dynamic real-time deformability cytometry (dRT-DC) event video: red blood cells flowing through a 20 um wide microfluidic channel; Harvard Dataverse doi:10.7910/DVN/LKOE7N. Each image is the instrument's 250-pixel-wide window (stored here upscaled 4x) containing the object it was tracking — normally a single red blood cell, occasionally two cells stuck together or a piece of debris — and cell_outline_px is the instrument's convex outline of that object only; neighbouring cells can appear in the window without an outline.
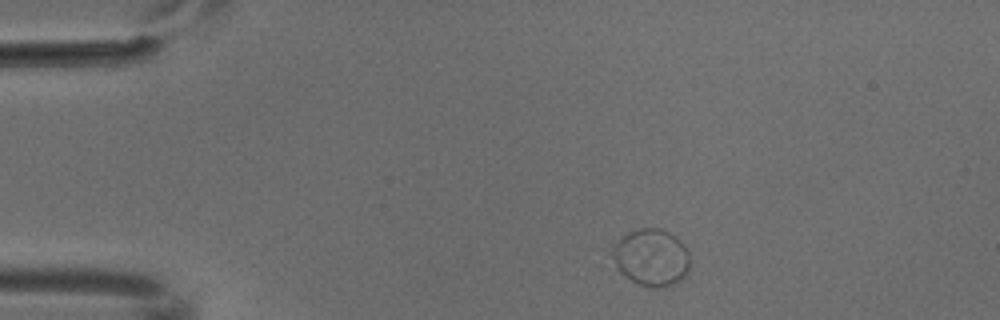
{"species": "common noctule bat (a hibernating species)", "species_latin": "Nyctalus noctula", "temperature_condition": "cold", "stored_images_in_passage": 4, "camera_frame_rate_fps": 3000, "um_per_image_px": 0.085, "animal": {"sex": "male", "body_mass_g": 18.8}, "frame": {"image": 1, "passage_image": 1, "time_ms": 0.0, "image_size_px": [1000, 320], "cell_outline_px": [[688, 268], [684, 276], [680, 280], [664, 288], [648, 288], [624, 276], [616, 268], [612, 256], [612, 244], [628, 232], [640, 228], [660, 228], [676, 236], [684, 244], [688, 252]], "centroid_in_image_um": [55.33, 21.88], "position_along_channel_um": 29.7, "area_um2": 25.95}}
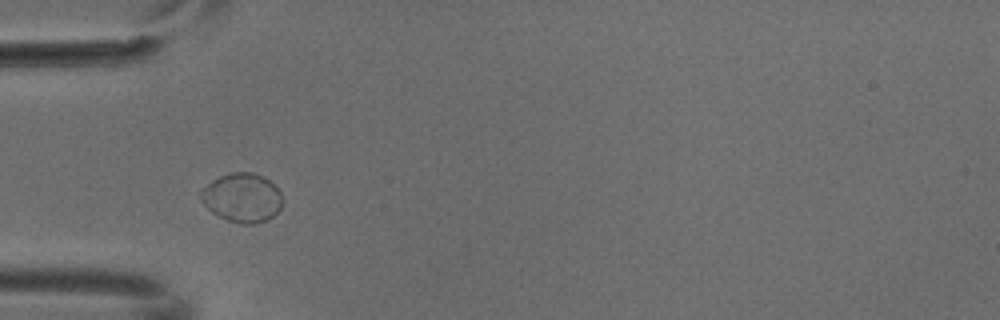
{"frame": {"image": 2, "passage_image": 3, "time_ms": 0.667, "image_size_px": [1000, 320], "cell_outline_px": [[280, 208], [272, 216], [264, 220], [252, 224], [240, 224], [228, 220], [212, 212], [204, 204], [200, 196], [200, 192], [212, 180], [220, 176], [232, 172], [252, 172], [268, 180], [280, 192]], "centroid_in_image_um": [20.55, 16.8], "position_along_channel_um": 64.5, "area_um2": 22.72}}
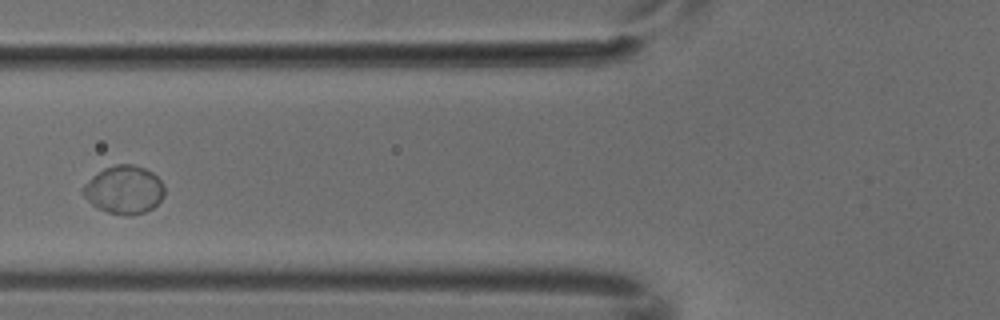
{"frame": {"image": 3, "passage_image": 4, "time_ms": 1.0, "image_size_px": [1000, 320], "cell_outline_px": [[164, 196], [152, 208], [144, 212], [132, 216], [124, 216], [108, 212], [96, 208], [80, 192], [80, 188], [96, 172], [104, 168], [116, 164], [132, 164], [144, 168], [152, 172], [164, 184]], "centroid_in_image_um": [10.52, 16.13], "position_along_channel_um": 115.3, "area_um2": 23.12}}